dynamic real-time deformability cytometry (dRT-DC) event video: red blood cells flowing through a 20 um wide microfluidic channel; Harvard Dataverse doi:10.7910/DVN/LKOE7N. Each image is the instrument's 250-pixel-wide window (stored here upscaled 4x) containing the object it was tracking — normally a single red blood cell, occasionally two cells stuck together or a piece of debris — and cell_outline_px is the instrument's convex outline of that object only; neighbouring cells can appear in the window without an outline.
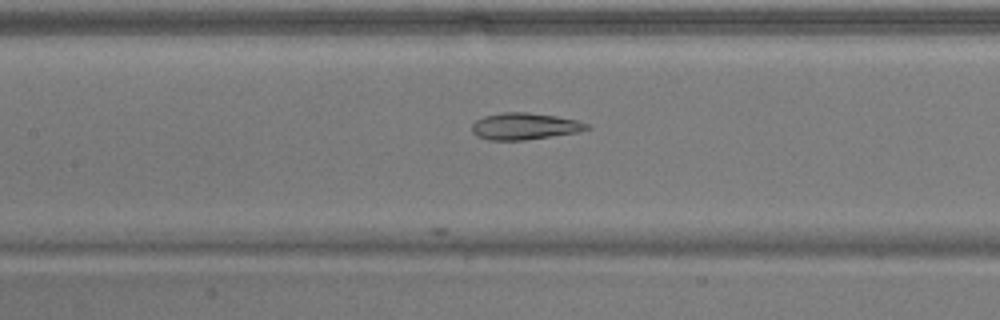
{"species": "common noctule bat (a hibernating species)", "species_latin": "Nyctalus noctula", "temperature_condition": "warm", "stored_images_in_passage": 22, "camera_frame_rate_fps": 3000, "um_per_image_px": 0.085, "animal": {"sex": "male", "body_mass_g": 17.9}, "frame": {"image": 1, "passage_image": 15, "time_ms": 4.667, "image_size_px": [1000, 320], "cell_outline_px": [[592, 128], [576, 132], [524, 140], [488, 140], [476, 136], [472, 132], [472, 124], [476, 120], [484, 116], [504, 112], [528, 112], [556, 116], [576, 120], [588, 124]], "centroid_in_image_um": [44.56, 10.73], "position_along_channel_um": 162.8, "area_um2": 17.8}}